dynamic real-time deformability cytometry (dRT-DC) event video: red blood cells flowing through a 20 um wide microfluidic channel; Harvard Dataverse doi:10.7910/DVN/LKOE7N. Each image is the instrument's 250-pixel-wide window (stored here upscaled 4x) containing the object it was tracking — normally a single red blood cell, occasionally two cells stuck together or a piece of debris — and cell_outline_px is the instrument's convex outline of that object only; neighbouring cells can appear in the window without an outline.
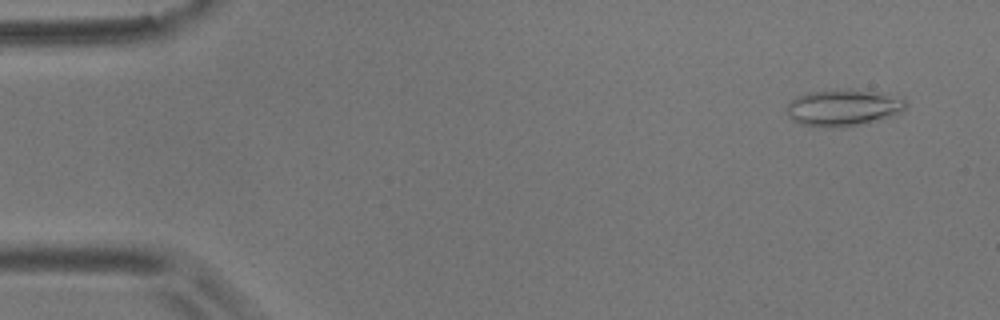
{"species": "common noctule bat (a hibernating species)", "species_latin": "Nyctalus noctula", "temperature_condition": "room temperature", "stored_images_in_passage": 6, "segment_of_instrument_passage": [2, 2], "camera_frame_rate_fps": 3000, "um_per_image_px": 0.085, "animal": {"sex": "male", "body_mass_g": 17.9}, "frame": {"image": 1, "passage_image": 6, "time_ms": 6.667, "image_size_px": [1000, 320], "cell_outline_px": [[908, 104], [900, 112], [892, 116], [856, 124], [836, 128], [824, 128], [800, 124], [792, 120], [788, 116], [784, 108], [788, 100], [796, 96], [808, 92], [888, 92], [904, 96]], "centroid_in_image_um": [71.65, 9.18], "position_along_channel_um": 13.4, "area_um2": 25.14}}